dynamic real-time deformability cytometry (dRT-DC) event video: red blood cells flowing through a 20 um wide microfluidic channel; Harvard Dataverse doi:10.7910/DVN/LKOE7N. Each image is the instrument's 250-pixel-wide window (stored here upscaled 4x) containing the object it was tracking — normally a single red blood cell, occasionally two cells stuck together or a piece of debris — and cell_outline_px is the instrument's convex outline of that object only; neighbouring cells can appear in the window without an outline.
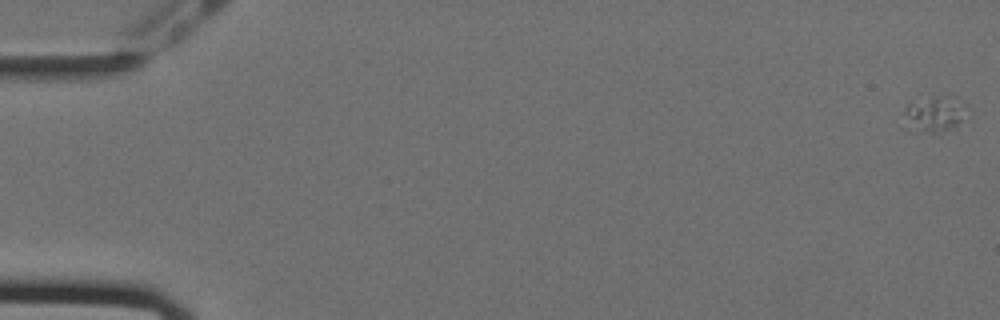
{"species": "Egyptian fruit bat (a non-hibernating species)", "species_latin": "Rousettus aegyptiacus", "temperature_condition": "cold", "stored_images_in_passage": 58, "camera_frame_rate_fps": 3000, "um_per_image_px": 0.085, "animal": {"sex": "female"}, "frame": {"image": 1, "passage_image": 1, "time_ms": 0.0, "image_size_px": [1000, 320], "cell_outline_px": [[972, 116], [956, 124], [932, 132], [924, 128], [904, 112], [904, 108], [908, 104], [948, 96], [952, 96], [964, 104], [972, 112]], "centroid_in_image_um": [79.75, 9.59], "position_along_channel_um": 5.3, "area_um2": 11.27}}
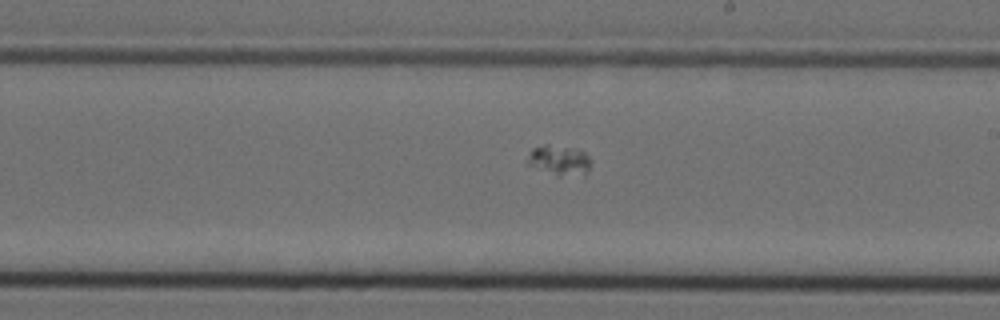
{"frame": {"image": 2, "passage_image": 34, "time_ms": 11.0, "image_size_px": [1000, 320], "cell_outline_px": [[592, 160], [588, 172], [584, 176], [560, 176], [536, 168], [528, 164], [528, 160], [532, 148], [544, 144], [568, 148], [584, 152]], "centroid_in_image_um": [47.59, 13.65], "position_along_channel_um": 241.4, "area_um2": 10.98}}
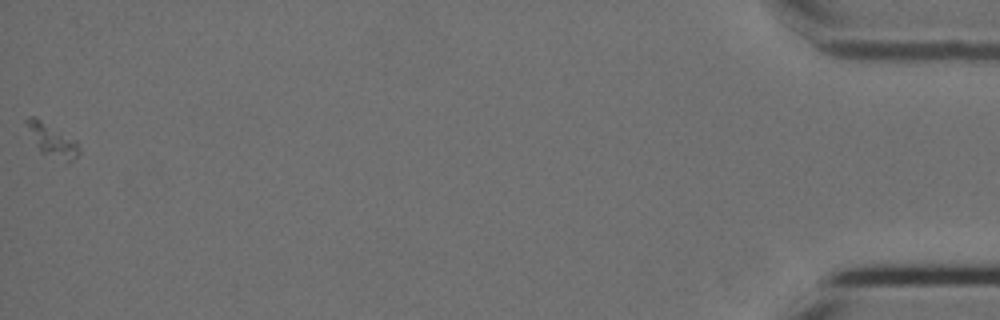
{"frame": {"image": 3, "passage_image": 58, "time_ms": 19.0, "image_size_px": [1000, 320], "cell_outline_px": [[80, 152], [68, 164], [64, 164], [40, 152], [24, 120], [28, 116], [36, 116], [76, 140], [80, 148]], "centroid_in_image_um": [4.46, 11.95], "position_along_channel_um": 430.7, "area_um2": 10.29}}